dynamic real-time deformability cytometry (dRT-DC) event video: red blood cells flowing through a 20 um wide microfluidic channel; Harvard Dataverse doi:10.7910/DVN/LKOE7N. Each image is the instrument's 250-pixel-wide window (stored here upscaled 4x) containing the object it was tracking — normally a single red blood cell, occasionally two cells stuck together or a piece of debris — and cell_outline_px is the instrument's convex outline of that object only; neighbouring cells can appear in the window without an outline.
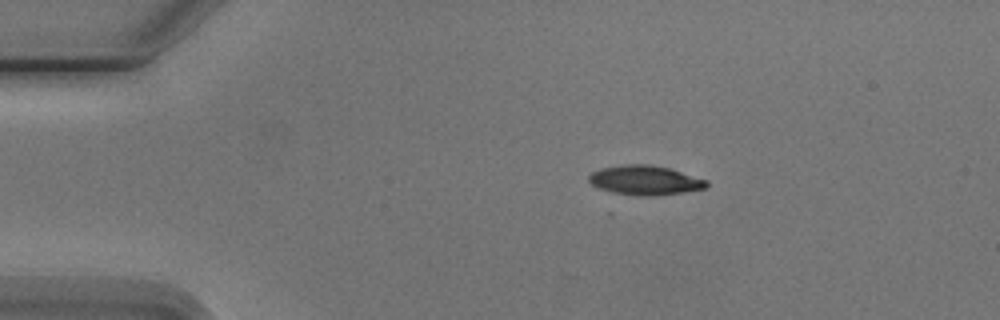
{"species": "Egyptian fruit bat (a non-hibernating species)", "species_latin": "Rousettus aegyptiacus", "temperature_condition": "cold", "stored_images_in_passage": 4, "camera_frame_rate_fps": 3000, "um_per_image_px": 0.085, "animal": {"sex": "male"}, "frame": {"image": 1, "passage_image": 1, "time_ms": 0.0, "image_size_px": [1000, 320], "cell_outline_px": [[708, 184], [704, 188], [680, 192], [644, 196], [636, 196], [612, 192], [600, 188], [592, 184], [588, 180], [588, 176], [592, 172], [604, 168], [624, 164], [648, 164], [668, 168], [708, 180]], "centroid_in_image_um": [54.8, 15.31], "position_along_channel_um": 30.2, "area_um2": 19.77}}
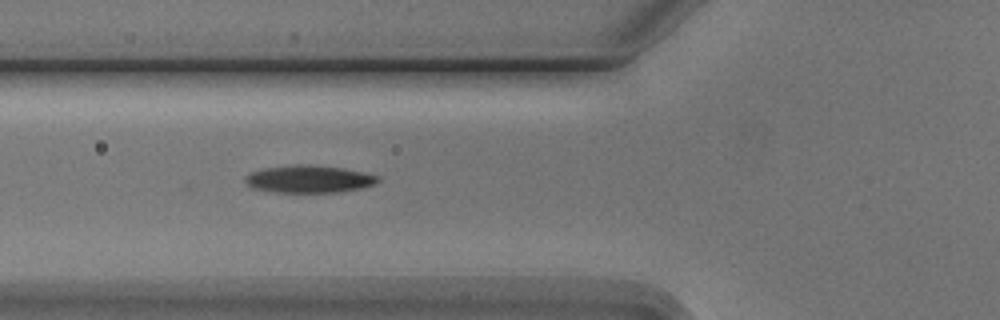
{"frame": {"image": 2, "passage_image": 4, "time_ms": 3.333, "image_size_px": [1000, 320], "cell_outline_px": [[380, 180], [372, 184], [360, 188], [340, 192], [276, 192], [252, 188], [244, 180], [244, 176], [252, 172], [264, 168], [296, 164], [300, 164], [340, 168], [364, 172], [380, 176]], "centroid_in_image_um": [26.24, 15.22], "position_along_channel_um": 99.6, "area_um2": 20.98}}